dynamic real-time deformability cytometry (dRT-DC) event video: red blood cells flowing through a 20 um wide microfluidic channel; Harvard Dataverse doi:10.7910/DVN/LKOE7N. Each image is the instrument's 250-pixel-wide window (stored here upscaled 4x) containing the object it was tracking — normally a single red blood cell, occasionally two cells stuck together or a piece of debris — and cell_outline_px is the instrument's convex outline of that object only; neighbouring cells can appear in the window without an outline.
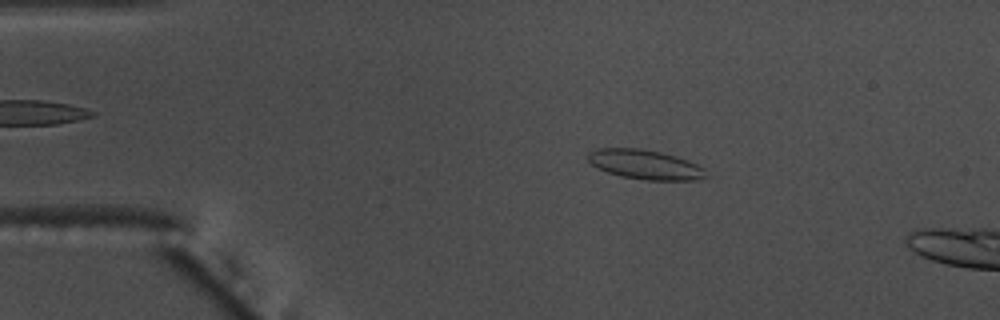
{"species": "common noctule bat (a hibernating species)", "species_latin": "Nyctalus noctula", "temperature_condition": "warm", "stored_images_in_passage": 9, "camera_frame_rate_fps": 3000, "um_per_image_px": 0.085, "animal": {"sex": "male", "body_mass_g": 17.5, "forearm_length_mm": 52.3}, "frame": {"image": 1, "passage_image": 3, "time_ms": 0.667, "image_size_px": [1000, 320], "cell_outline_px": [[708, 176], [696, 180], [644, 180], [620, 176], [596, 168], [588, 160], [588, 152], [596, 148], [640, 148], [660, 152], [676, 156], [696, 164], [704, 168]], "centroid_in_image_um": [54.81, 13.98], "position_along_channel_um": 30.2, "area_um2": 20.35}}